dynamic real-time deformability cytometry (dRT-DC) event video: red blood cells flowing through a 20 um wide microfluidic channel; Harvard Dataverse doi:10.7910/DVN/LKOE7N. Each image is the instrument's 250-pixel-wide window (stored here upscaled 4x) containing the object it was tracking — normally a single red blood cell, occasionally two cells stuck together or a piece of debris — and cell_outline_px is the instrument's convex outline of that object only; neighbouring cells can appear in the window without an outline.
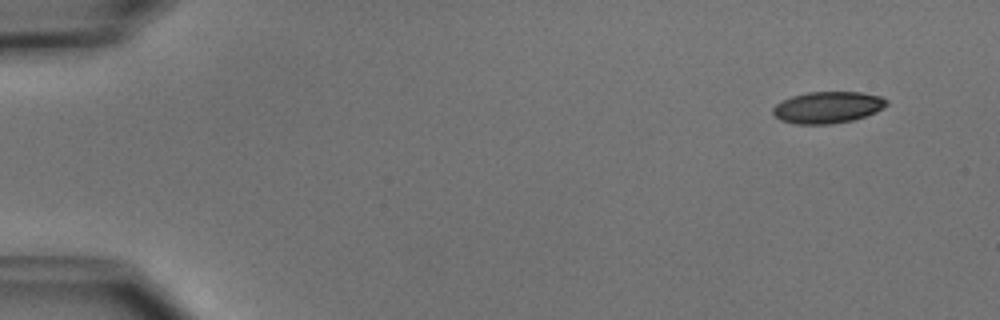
{"species": "common noctule bat (a hibernating species)", "species_latin": "Nyctalus noctula", "temperature_condition": "cold", "stored_images_in_passage": 4, "segment_of_instrument_passage": [1, 2], "camera_frame_rate_fps": 3000, "um_per_image_px": 0.085, "animal": {"sex": "male", "body_mass_g": 15.6}, "frame": {"image": 1, "passage_image": 1, "time_ms": 0.0, "image_size_px": [1000, 320], "cell_outline_px": [[888, 104], [876, 112], [852, 120], [832, 124], [796, 124], [780, 120], [772, 112], [772, 108], [776, 104], [792, 96], [808, 92], [860, 92], [880, 96], [888, 100]], "centroid_in_image_um": [70.35, 9.12], "position_along_channel_um": 14.6, "area_um2": 20.87}}